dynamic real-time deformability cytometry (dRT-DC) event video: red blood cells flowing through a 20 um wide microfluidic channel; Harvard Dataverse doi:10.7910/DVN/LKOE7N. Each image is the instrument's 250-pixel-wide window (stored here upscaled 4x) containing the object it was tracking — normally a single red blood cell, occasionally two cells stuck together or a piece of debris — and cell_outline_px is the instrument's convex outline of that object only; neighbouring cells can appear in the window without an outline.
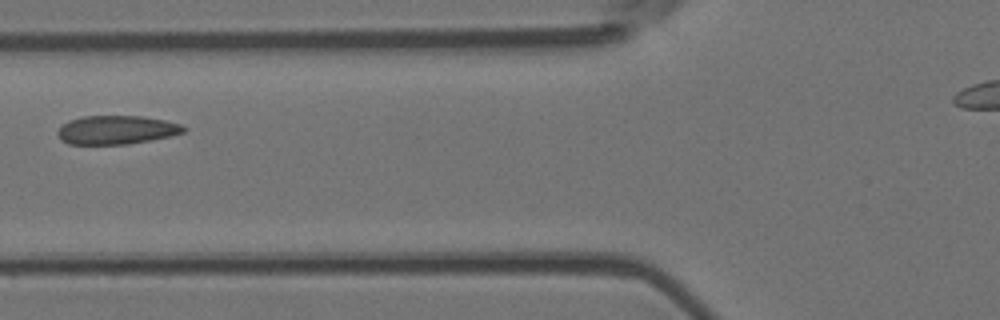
{"species": "Egyptian fruit bat (a non-hibernating species)", "species_latin": "Rousettus aegyptiacus", "temperature_condition": "room temperature", "stored_images_in_passage": 4, "camera_frame_rate_fps": 3000, "um_per_image_px": 0.085, "animal": {"sex": "female"}, "frame": {"image": 1, "passage_image": 4, "time_ms": 1.0, "image_size_px": [1000, 320], "cell_outline_px": [[188, 128], [184, 132], [168, 136], [128, 144], [68, 144], [60, 140], [56, 132], [68, 120], [84, 116], [144, 116], [164, 120], [180, 124]], "centroid_in_image_um": [9.87, 11.04], "position_along_channel_um": 115.9, "area_um2": 20.98}}